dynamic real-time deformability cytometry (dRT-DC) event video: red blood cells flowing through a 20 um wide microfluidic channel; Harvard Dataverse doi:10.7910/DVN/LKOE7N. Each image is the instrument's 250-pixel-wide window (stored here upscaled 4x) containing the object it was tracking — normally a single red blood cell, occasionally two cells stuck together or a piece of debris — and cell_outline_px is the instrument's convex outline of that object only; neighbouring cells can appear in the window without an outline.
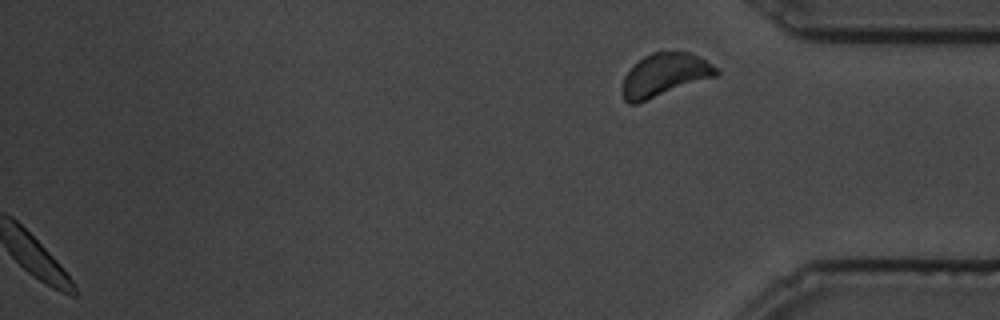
{"species": "common noctule bat (a hibernating species)", "species_latin": "Nyctalus noctula", "temperature_condition": "cold", "stored_images_in_passage": 91, "segment_of_instrument_passage": [2, 2], "camera_frame_rate_fps": 3000, "um_per_image_px": 0.085, "animal": {"sex": "male", "body_mass_g": 19.5, "forearm_length_mm": 54.6}, "frame": {"image": 1, "passage_image": 91, "time_ms": 30.0, "image_size_px": [1000, 320], "cell_outline_px": [[720, 72], [716, 76], [636, 104], [628, 104], [624, 100], [624, 76], [644, 56], [652, 52], [688, 52], [704, 60], [716, 68]], "centroid_in_image_um": [56.49, 6.38], "position_along_channel_um": 378.7, "area_um2": 22.89}}